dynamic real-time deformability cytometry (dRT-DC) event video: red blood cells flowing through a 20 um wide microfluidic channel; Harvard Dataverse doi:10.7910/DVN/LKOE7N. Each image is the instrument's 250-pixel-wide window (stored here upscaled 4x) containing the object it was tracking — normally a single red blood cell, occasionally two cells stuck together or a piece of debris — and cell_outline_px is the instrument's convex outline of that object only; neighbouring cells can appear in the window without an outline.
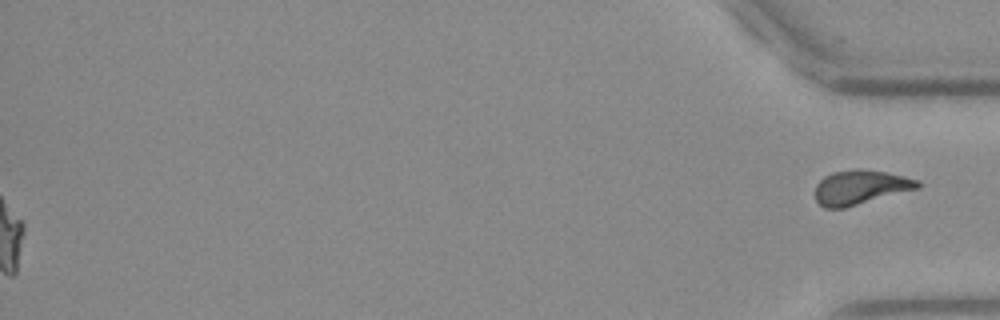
{"species": "Egyptian fruit bat (a non-hibernating species)", "species_latin": "Rousettus aegyptiacus", "temperature_condition": "warm", "stored_images_in_passage": 52, "segment_of_instrument_passage": [2, 2], "camera_frame_rate_fps": 3000, "um_per_image_px": 0.085, "frame": {"image": 1, "passage_image": 52, "time_ms": 17.0, "image_size_px": [1000, 320], "cell_outline_px": [[920, 188], [844, 208], [824, 208], [816, 200], [816, 184], [824, 176], [832, 172], [852, 168], [856, 168], [884, 172], [904, 176], [920, 180]], "centroid_in_image_um": [73.13, 15.91], "position_along_channel_um": 362.1, "area_um2": 20.58}}